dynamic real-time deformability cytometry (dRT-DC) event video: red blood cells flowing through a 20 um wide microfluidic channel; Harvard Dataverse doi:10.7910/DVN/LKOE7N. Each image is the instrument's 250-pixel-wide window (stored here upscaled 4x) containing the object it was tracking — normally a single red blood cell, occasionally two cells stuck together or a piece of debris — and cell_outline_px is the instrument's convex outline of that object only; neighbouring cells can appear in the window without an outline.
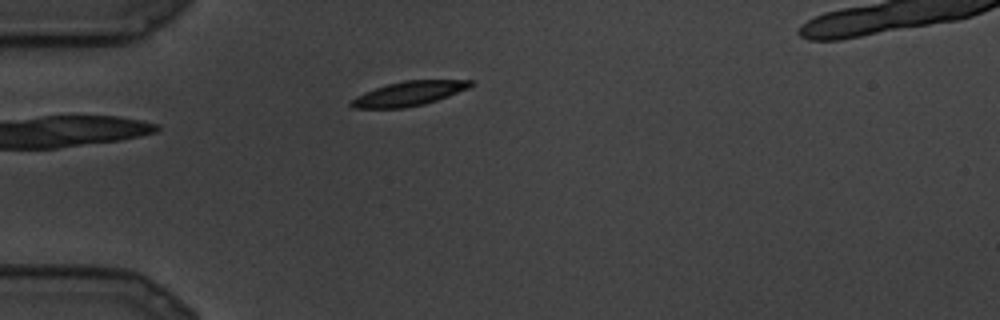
{"species": "common noctule bat (a hibernating species)", "species_latin": "Nyctalus noctula", "temperature_condition": "cold", "stored_images_in_passage": 3, "camera_frame_rate_fps": 3000, "um_per_image_px": 0.085, "animal": {"sex": "male", "body_mass_g": 19.5, "forearm_length_mm": 54.6}, "frame": {"image": 1, "passage_image": 1, "time_ms": 0.0, "image_size_px": [1000, 320], "cell_outline_px": [[476, 84], [468, 88], [448, 96], [424, 104], [404, 108], [352, 108], [348, 104], [356, 96], [364, 92], [388, 84], [404, 80], [472, 80]], "centroid_in_image_um": [34.75, 7.95], "position_along_channel_um": 50.2, "area_um2": 16.94}}
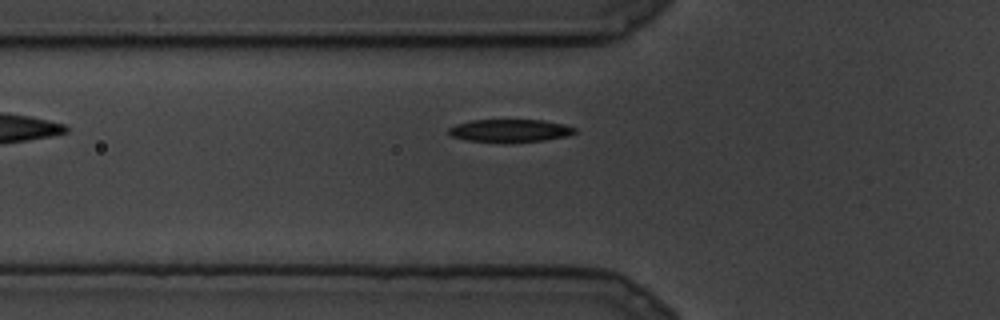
{"frame": {"image": 2, "passage_image": 3, "time_ms": 0.667, "image_size_px": [1000, 320], "cell_outline_px": [[576, 132], [568, 136], [544, 140], [508, 144], [504, 144], [468, 140], [452, 136], [448, 132], [448, 128], [456, 124], [472, 120], [544, 120], [564, 124], [576, 128]], "centroid_in_image_um": [43.36, 11.12], "position_along_channel_um": 82.4, "area_um2": 17.17}}